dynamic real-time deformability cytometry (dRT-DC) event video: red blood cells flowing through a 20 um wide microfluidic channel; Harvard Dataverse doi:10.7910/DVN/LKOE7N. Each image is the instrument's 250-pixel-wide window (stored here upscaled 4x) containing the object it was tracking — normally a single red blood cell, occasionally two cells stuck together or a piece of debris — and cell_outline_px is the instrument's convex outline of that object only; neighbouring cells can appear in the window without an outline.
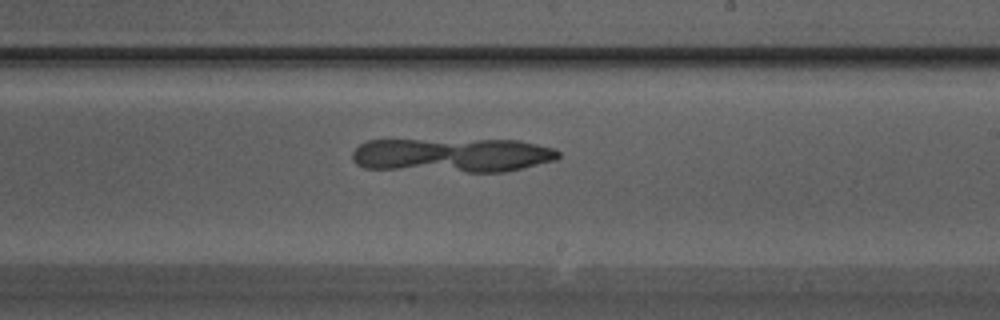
{"species": "Egyptian fruit bat (a non-hibernating species)", "species_latin": "Rousettus aegyptiacus", "temperature_condition": "warm", "stored_images_in_passage": 23, "camera_frame_rate_fps": 3000, "um_per_image_px": 0.085, "animal": {"sex": "male"}, "frame": {"image": 1, "passage_image": 10, "time_ms": 3.0, "image_size_px": [1000, 320], "cell_outline_px": [[560, 156], [556, 160], [504, 172], [468, 172], [364, 168], [356, 164], [352, 160], [352, 152], [360, 144], [368, 140], [516, 140], [536, 144], [552, 148], [560, 152]], "centroid_in_image_um": [38.43, 13.19], "position_along_channel_um": 250.6, "area_um2": 41.15}}